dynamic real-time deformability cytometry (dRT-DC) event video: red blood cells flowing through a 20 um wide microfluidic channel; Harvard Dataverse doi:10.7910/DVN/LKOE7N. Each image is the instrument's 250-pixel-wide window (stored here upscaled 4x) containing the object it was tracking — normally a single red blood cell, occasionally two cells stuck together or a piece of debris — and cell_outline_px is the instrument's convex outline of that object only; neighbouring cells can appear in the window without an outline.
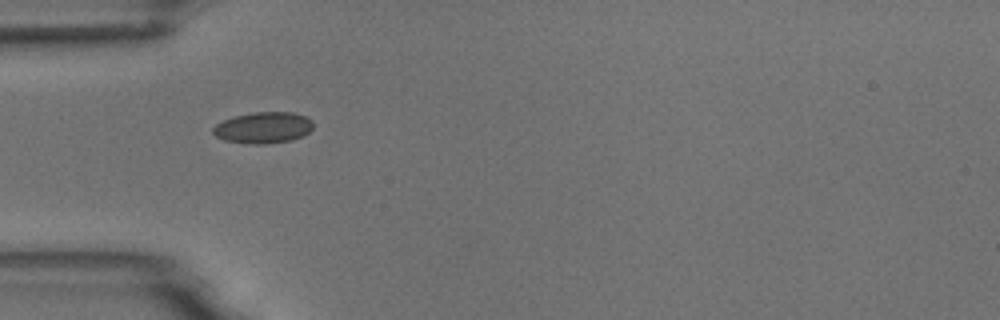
{"species": "common noctule bat (a hibernating species)", "species_latin": "Nyctalus noctula", "temperature_condition": "room temperature", "stored_images_in_passage": 4, "camera_frame_rate_fps": 3000, "um_per_image_px": 0.085, "animal": {"sex": "male", "body_mass_g": 18.8}, "frame": {"image": 1, "passage_image": 1, "time_ms": 0.0, "image_size_px": [1000, 320], "cell_outline_px": [[312, 128], [308, 132], [292, 140], [264, 144], [252, 144], [224, 140], [216, 136], [212, 132], [212, 128], [216, 124], [224, 120], [236, 116], [252, 112], [292, 112], [304, 116], [312, 120]], "centroid_in_image_um": [22.36, 10.85], "position_along_channel_um": 62.6, "area_um2": 18.09}}